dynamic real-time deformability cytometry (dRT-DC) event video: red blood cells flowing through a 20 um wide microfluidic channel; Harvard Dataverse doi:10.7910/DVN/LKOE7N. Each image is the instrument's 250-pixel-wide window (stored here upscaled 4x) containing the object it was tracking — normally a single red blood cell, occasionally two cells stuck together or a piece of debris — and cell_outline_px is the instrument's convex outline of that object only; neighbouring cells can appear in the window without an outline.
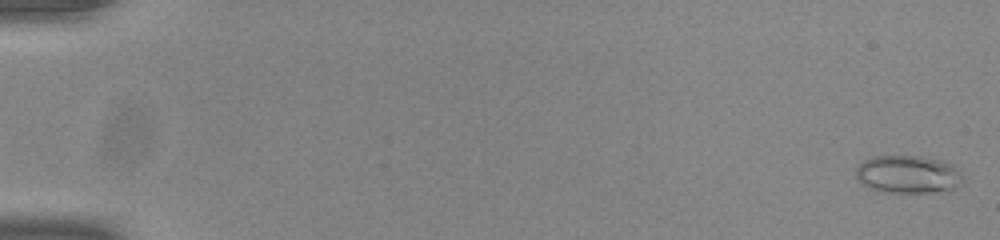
{"species": "common noctule bat (a hibernating species)", "species_latin": "Nyctalus noctula", "temperature_condition": "room temperature", "stored_images_in_passage": 55, "camera_frame_rate_fps": 3000, "um_per_image_px": 0.085, "animal": {"sex": "male", "body_mass_g": 20.0, "forearm_length_mm": 53.3}, "frame": {"image": 1, "passage_image": 2, "time_ms": 0.333, "image_size_px": [1000, 240], "cell_outline_px": [[960, 172], [952, 188], [928, 192], [888, 192], [872, 188], [860, 184], [856, 176], [856, 168], [860, 160], [868, 156], [920, 156], [940, 160], [952, 164]], "centroid_in_image_um": [77.02, 14.78], "position_along_channel_um": 8.0, "area_um2": 23.06}}
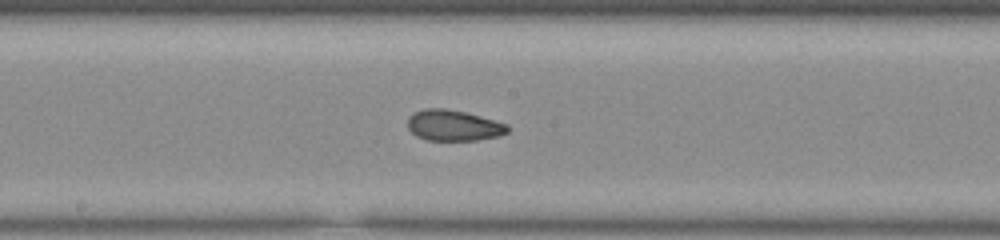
{"frame": {"image": 2, "passage_image": 31, "time_ms": 10.0, "image_size_px": [1000, 240], "cell_outline_px": [[508, 132], [500, 136], [476, 140], [428, 140], [416, 136], [408, 128], [408, 116], [412, 112], [424, 108], [444, 108], [464, 112], [480, 116], [508, 124]], "centroid_in_image_um": [38.53, 10.65], "position_along_channel_um": 209.7, "area_um2": 18.03}}
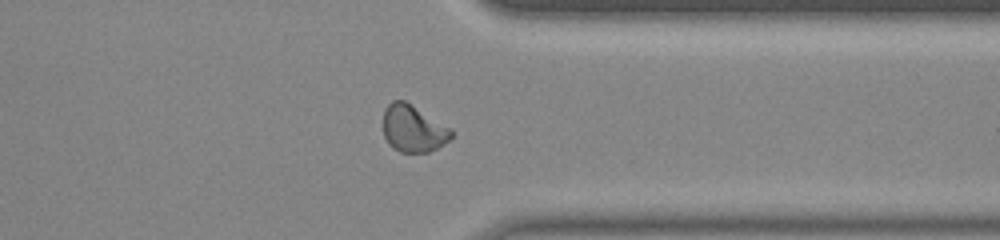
{"frame": {"image": 3, "passage_image": 44, "time_ms": 14.333, "image_size_px": [1000, 240], "cell_outline_px": [[452, 136], [444, 144], [428, 152], [400, 152], [392, 148], [388, 144], [384, 136], [384, 108], [392, 100], [404, 100], [452, 128]], "centroid_in_image_um": [35.11, 10.93], "position_along_channel_um": 376.3, "area_um2": 18.67}, "authors_computed_cell_mechanics": {"area_um2": 18.7272, "velocity_mm_per_s": 3.8932, "shape_relaxation_time_tau1_ms": null, "shape_relaxation_time_tau2_ms": 1.4132, "deformation_change_tau1": null, "deformation_change_tau2": 0.0621}}